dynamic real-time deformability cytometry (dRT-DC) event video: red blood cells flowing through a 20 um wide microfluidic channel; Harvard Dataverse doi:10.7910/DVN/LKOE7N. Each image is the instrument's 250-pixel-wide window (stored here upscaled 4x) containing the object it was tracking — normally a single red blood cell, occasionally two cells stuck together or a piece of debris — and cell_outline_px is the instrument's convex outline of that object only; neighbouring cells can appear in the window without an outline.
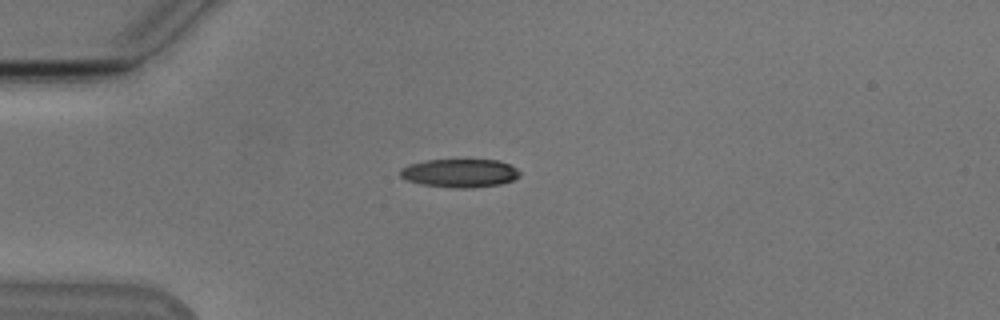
{"species": "Egyptian fruit bat (a non-hibernating species)", "species_latin": "Rousettus aegyptiacus", "temperature_condition": "cold", "stored_images_in_passage": 41, "camera_frame_rate_fps": 3000, "um_per_image_px": 0.085, "animal": {"sex": "male"}, "frame": {"image": 1, "passage_image": 1, "time_ms": 0.0, "image_size_px": [1000, 320], "cell_outline_px": [[520, 176], [512, 180], [500, 184], [472, 188], [452, 188], [420, 184], [408, 180], [400, 176], [400, 168], [408, 164], [424, 160], [500, 160], [516, 168], [520, 172]], "centroid_in_image_um": [39.06, 14.71], "position_along_channel_um": 45.9, "area_um2": 19.88}}
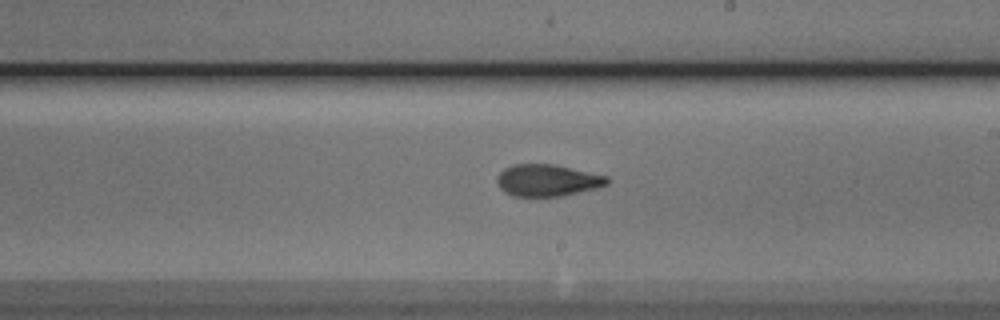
{"frame": {"image": 2, "passage_image": 18, "time_ms": 5.667, "image_size_px": [1000, 320], "cell_outline_px": [[608, 184], [596, 188], [564, 196], [512, 196], [504, 192], [500, 188], [496, 180], [496, 176], [504, 168], [512, 164], [552, 164], [608, 176]], "centroid_in_image_um": [46.49, 15.33], "position_along_channel_um": 242.5, "area_um2": 20.46}}
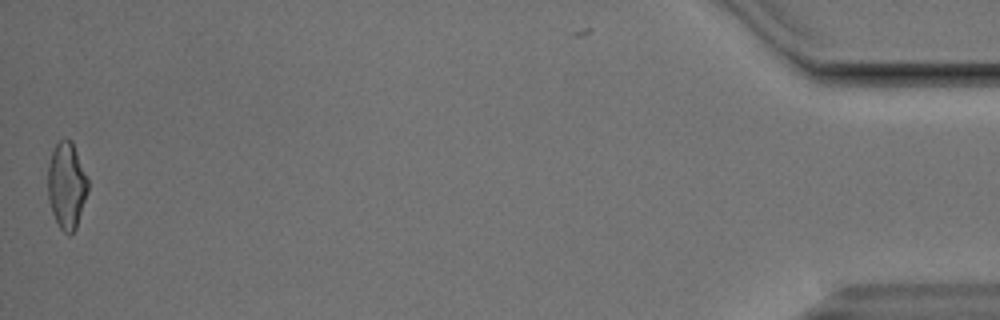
{"frame": {"image": 3, "passage_image": 40, "time_ms": 13.0, "image_size_px": [1000, 320], "cell_outline_px": [[88, 192], [76, 228], [68, 236], [60, 228], [52, 212], [48, 200], [48, 164], [52, 152], [56, 144], [64, 136], [72, 140], [88, 180]], "centroid_in_image_um": [5.66, 15.75], "position_along_channel_um": 429.5, "area_um2": 20.29}, "authors_computed_cell_mechanics": {"area_um2": 20.2878, "velocity_mm_per_s": 3.8316, "shape_relaxation_time_tau1_ms": 3.7129, "shape_relaxation_time_tau2_ms": 2.4159, "deformation_change_tau1": 0.1551, "deformation_change_tau2": 0.0995}}